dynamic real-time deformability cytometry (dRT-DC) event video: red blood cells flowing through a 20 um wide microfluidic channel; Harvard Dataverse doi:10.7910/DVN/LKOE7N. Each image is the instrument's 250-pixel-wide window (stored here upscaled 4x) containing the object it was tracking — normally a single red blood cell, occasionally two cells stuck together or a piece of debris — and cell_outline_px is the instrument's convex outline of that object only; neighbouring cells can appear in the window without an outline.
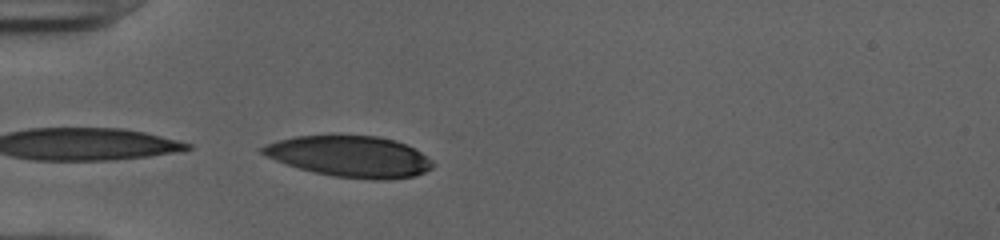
{"species": "human", "species_latin": "Homo sapiens", "temperature_condition": "cold", "stored_images_in_passage": 15, "camera_frame_rate_fps": 3000, "um_per_image_px": 0.085, "donor": {"sex": "female"}, "frame": {"image": 1, "passage_image": 15, "time_ms": 4.667, "image_size_px": [1000, 240], "cell_outline_px": [[436, 164], [432, 168], [416, 176], [388, 180], [372, 180], [336, 176], [316, 172], [300, 168], [276, 160], [260, 152], [260, 148], [264, 144], [296, 136], [332, 132], [376, 136], [396, 140], [420, 152], [432, 160]], "centroid_in_image_um": [29.76, 13.25], "position_along_channel_um": 55.2, "area_um2": 41.56}}